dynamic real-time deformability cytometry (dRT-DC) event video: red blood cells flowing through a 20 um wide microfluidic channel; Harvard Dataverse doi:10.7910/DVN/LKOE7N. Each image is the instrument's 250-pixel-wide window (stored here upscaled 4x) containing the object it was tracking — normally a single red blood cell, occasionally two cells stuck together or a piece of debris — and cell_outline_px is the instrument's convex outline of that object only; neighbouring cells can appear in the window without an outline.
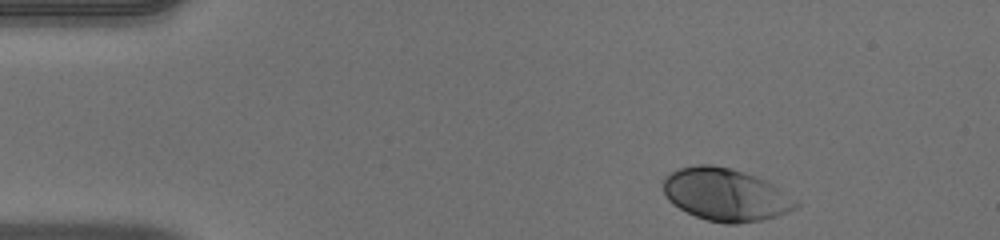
{"species": "human", "species_latin": "Homo sapiens", "temperature_condition": "warm", "stored_images_in_passage": 38, "camera_frame_rate_fps": 3000, "um_per_image_px": 0.085, "donor": {"sex": "male"}, "frame": {"image": 1, "passage_image": 1, "time_ms": 0.0, "image_size_px": [1000, 240], "cell_outline_px": [[800, 204], [796, 208], [788, 212], [764, 220], [736, 224], [724, 224], [708, 220], [696, 216], [672, 204], [668, 200], [664, 192], [664, 176], [680, 168], [696, 164], [712, 164], [744, 172], [764, 180], [772, 184]], "centroid_in_image_um": [61.65, 16.55], "position_along_channel_um": 23.4, "area_um2": 40.29}}
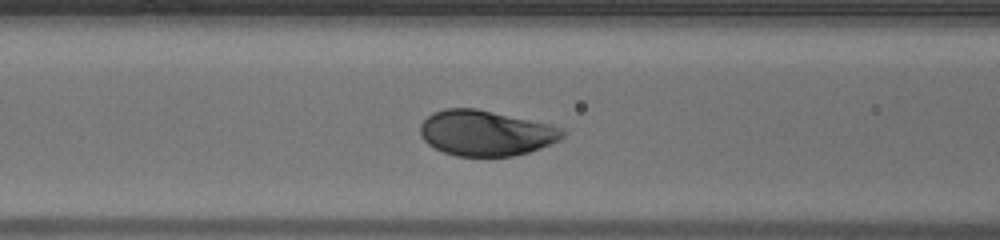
{"frame": {"image": 2, "passage_image": 15, "time_ms": 4.667, "image_size_px": [1000, 240], "cell_outline_px": [[564, 136], [560, 140], [540, 148], [528, 152], [512, 156], [456, 156], [444, 152], [428, 144], [420, 136], [420, 124], [432, 112], [444, 108], [476, 108], [552, 124], [564, 128]], "centroid_in_image_um": [41.3, 11.3], "position_along_channel_um": 125.3, "area_um2": 37.92}}
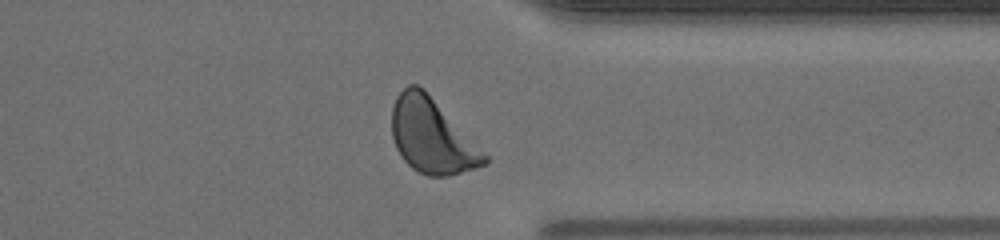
{"frame": {"image": 3, "passage_image": 34, "time_ms": 11.0, "image_size_px": [1000, 240], "cell_outline_px": [[488, 164], [476, 168], [448, 176], [428, 176], [412, 168], [404, 160], [396, 148], [392, 136], [392, 108], [396, 96], [408, 84], [416, 84], [424, 88], [488, 156]], "centroid_in_image_um": [36.7, 11.56], "position_along_channel_um": 374.7, "area_um2": 40.0}, "authors_computed_cell_mechanics": {"area_um2": 38.4659, "velocity_mm_per_s": 3.9979, "shape_relaxation_time_tau1_ms": 1.7588, "shape_relaxation_time_tau2_ms": null, "deformation_change_tau1": 0.1338, "deformation_change_tau2": null}}